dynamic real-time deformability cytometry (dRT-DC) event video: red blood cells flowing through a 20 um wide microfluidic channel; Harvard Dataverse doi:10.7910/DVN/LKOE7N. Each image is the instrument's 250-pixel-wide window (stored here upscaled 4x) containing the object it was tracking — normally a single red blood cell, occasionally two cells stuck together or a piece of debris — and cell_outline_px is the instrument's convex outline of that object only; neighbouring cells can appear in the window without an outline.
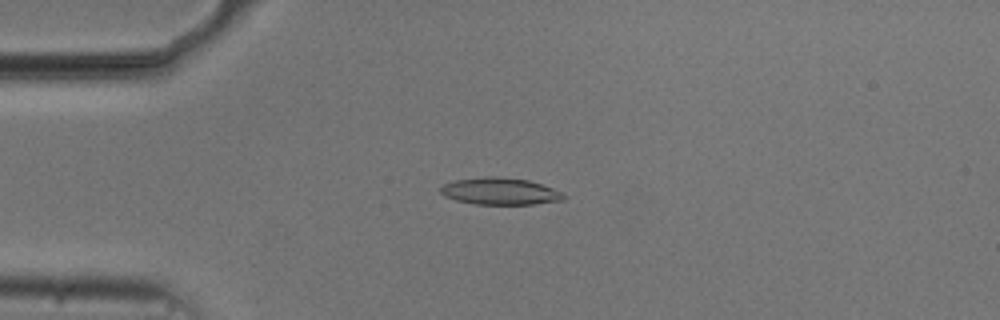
{"species": "common noctule bat (a hibernating species)", "species_latin": "Nyctalus noctula", "temperature_condition": "cold", "stored_images_in_passage": 53, "camera_frame_rate_fps": 3000, "um_per_image_px": 0.085, "animal": {"sex": "male", "body_mass_g": 20.5, "forearm_length_mm": 52.5}, "frame": {"image": 1, "passage_image": 13, "time_ms": 4.0, "image_size_px": [1000, 320], "cell_outline_px": [[564, 200], [532, 204], [476, 204], [456, 200], [444, 196], [440, 192], [440, 188], [444, 184], [456, 180], [484, 176], [492, 176], [528, 180], [552, 188], [560, 192], [564, 196]], "centroid_in_image_um": [42.47, 16.26], "position_along_channel_um": 42.5, "area_um2": 19.07}}
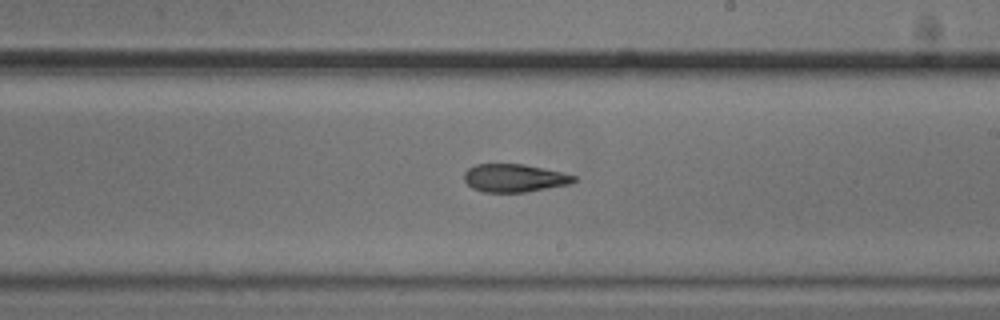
{"frame": {"image": 2, "passage_image": 31, "time_ms": 10.0, "image_size_px": [1000, 320], "cell_outline_px": [[576, 180], [568, 184], [524, 192], [484, 192], [472, 188], [464, 180], [464, 172], [468, 168], [476, 164], [524, 164], [560, 172], [576, 176]], "centroid_in_image_um": [43.67, 15.13], "position_along_channel_um": 245.3, "area_um2": 17.69}}
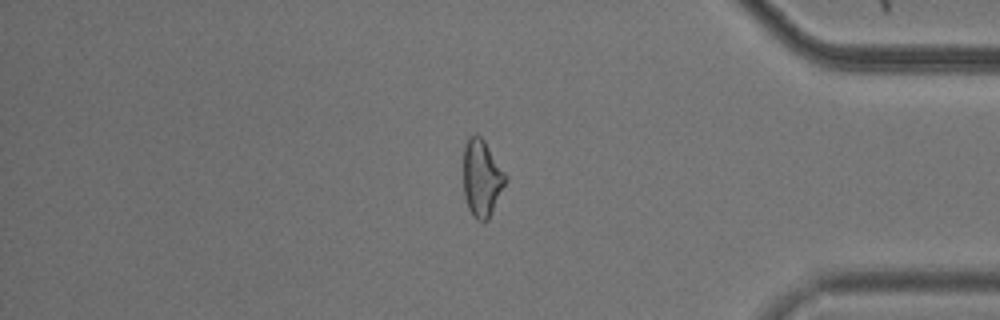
{"frame": {"image": 3, "passage_image": 45, "time_ms": 14.667, "image_size_px": [1000, 320], "cell_outline_px": [[508, 180], [488, 220], [476, 220], [472, 216], [468, 208], [464, 196], [464, 144], [468, 136], [476, 132], [484, 140], [508, 176]], "centroid_in_image_um": [40.96, 15.12], "position_along_channel_um": 394.2, "area_um2": 19.19}, "authors_computed_cell_mechanics": {"area_um2": 18.9006, "velocity_mm_per_s": 3.7449, "shape_relaxation_time_tau1_ms": null, "shape_relaxation_time_tau2_ms": 4.6442, "deformation_change_tau1": null, "deformation_change_tau2": 0.1316}}